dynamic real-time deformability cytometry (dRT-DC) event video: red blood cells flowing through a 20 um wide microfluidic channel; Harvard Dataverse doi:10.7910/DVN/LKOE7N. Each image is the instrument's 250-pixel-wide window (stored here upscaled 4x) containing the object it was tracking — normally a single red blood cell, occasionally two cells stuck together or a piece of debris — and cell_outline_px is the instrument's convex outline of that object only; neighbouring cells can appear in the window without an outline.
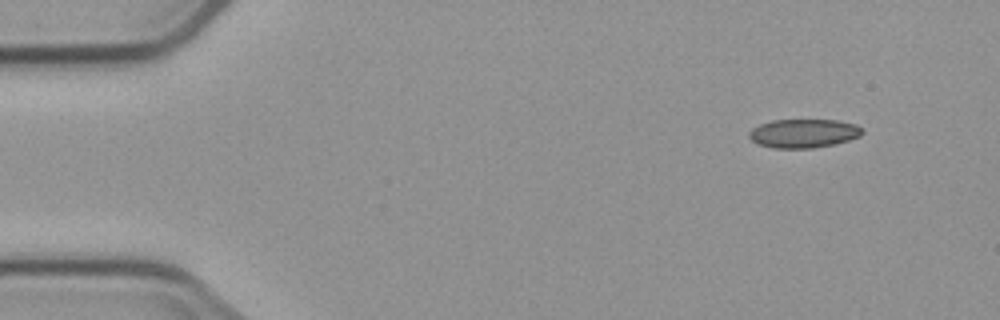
{"species": "common noctule bat (a hibernating species)", "species_latin": "Nyctalus noctula", "temperature_condition": "cold", "stored_images_in_passage": 4, "camera_frame_rate_fps": 3000, "um_per_image_px": 0.085, "animal": {"sex": "male", "body_mass_g": 23.1, "forearm_length_mm": 52.7}, "frame": {"image": 1, "passage_image": 1, "time_ms": 0.0, "image_size_px": [1000, 320], "cell_outline_px": [[864, 132], [860, 136], [848, 140], [832, 144], [812, 148], [772, 148], [756, 144], [748, 136], [748, 132], [752, 128], [760, 124], [772, 120], [836, 120], [856, 124]], "centroid_in_image_um": [68.26, 11.33], "position_along_channel_um": 16.7, "area_um2": 18.96}}
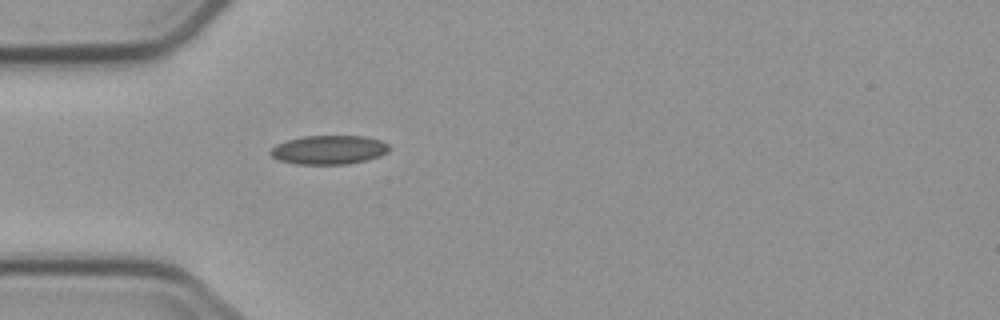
{"frame": {"image": 2, "passage_image": 4, "time_ms": 3.667, "image_size_px": [1000, 320], "cell_outline_px": [[388, 152], [380, 156], [348, 164], [296, 164], [280, 160], [272, 156], [268, 152], [276, 144], [288, 140], [304, 136], [364, 136], [380, 140], [388, 144]], "centroid_in_image_um": [27.94, 12.73], "position_along_channel_um": 57.1, "area_um2": 19.88}}